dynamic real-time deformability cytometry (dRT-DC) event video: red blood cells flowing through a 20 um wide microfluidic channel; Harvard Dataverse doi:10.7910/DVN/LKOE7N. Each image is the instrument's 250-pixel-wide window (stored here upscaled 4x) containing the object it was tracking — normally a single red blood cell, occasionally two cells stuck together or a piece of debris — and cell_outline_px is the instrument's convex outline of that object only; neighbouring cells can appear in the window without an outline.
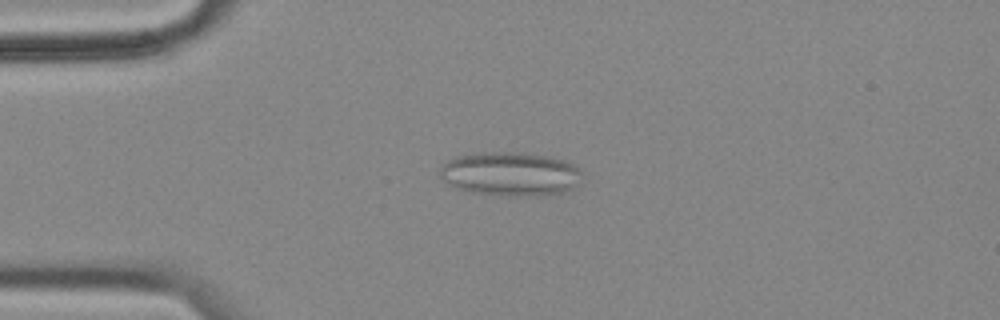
{"species": "common noctule bat (a hibernating species)", "species_latin": "Nyctalus noctula", "temperature_condition": "cold", "stored_images_in_passage": 57, "segment_of_instrument_passage": [1, 2], "camera_frame_rate_fps": 3000, "um_per_image_px": 0.085, "animal": {"sex": "female", "body_mass_g": 18.4}, "frame": {"image": 1, "passage_image": 14, "time_ms": 4.333, "image_size_px": [1000, 320], "cell_outline_px": [[584, 172], [580, 184], [576, 188], [564, 192], [544, 196], [512, 196], [468, 192], [456, 188], [440, 180], [440, 164], [448, 160], [460, 156], [480, 152], [524, 152], [548, 156], [564, 160], [572, 164]], "centroid_in_image_um": [43.41, 14.8], "position_along_channel_um": 41.6, "area_um2": 37.22}}